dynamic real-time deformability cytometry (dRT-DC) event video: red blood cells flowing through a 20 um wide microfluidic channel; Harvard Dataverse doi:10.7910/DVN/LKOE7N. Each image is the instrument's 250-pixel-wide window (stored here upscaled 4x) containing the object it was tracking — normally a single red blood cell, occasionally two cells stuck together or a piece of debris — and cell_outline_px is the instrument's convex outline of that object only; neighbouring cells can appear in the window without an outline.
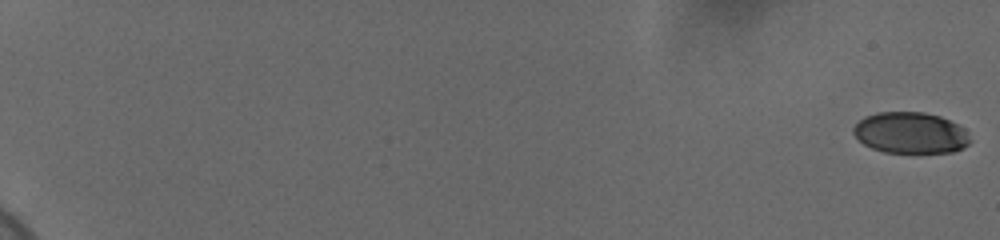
{"species": "human", "species_latin": "Homo sapiens", "temperature_condition": "cold", "stored_images_in_passage": 59, "camera_frame_rate_fps": 3000, "um_per_image_px": 0.085, "donor": {"sex": "female"}, "frame": {"image": 1, "passage_image": 1, "time_ms": 0.0, "image_size_px": [1000, 240], "cell_outline_px": [[972, 140], [964, 148], [952, 152], [884, 152], [872, 148], [864, 144], [852, 132], [852, 128], [864, 116], [876, 112], [924, 112], [940, 116], [964, 128]], "centroid_in_image_um": [77.39, 11.28], "position_along_channel_um": 7.6, "area_um2": 28.03}}
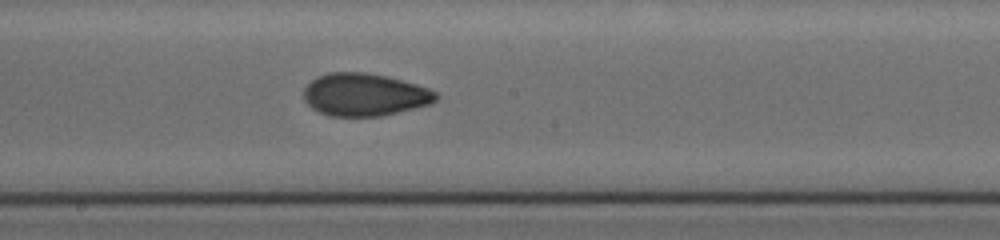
{"frame": {"image": 2, "passage_image": 37, "time_ms": 12.0, "image_size_px": [1000, 240], "cell_outline_px": [[440, 96], [432, 104], [380, 116], [328, 116], [312, 108], [304, 100], [304, 88], [316, 76], [328, 72], [368, 72], [388, 76], [416, 84], [428, 88], [436, 92]], "centroid_in_image_um": [31.0, 8.04], "position_along_channel_um": 217.2, "area_um2": 33.06}}
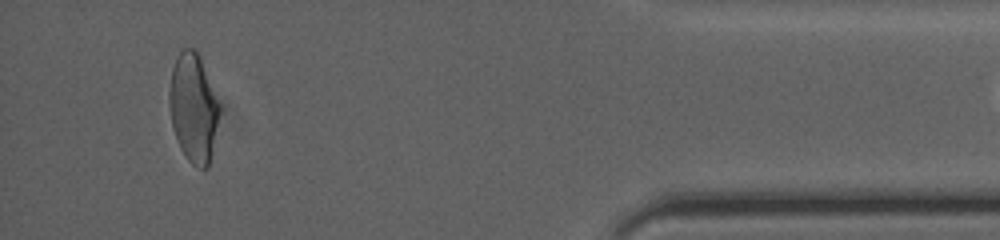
{"frame": {"image": 3, "passage_image": 57, "time_ms": 18.667, "image_size_px": [1000, 240], "cell_outline_px": [[220, 108], [212, 152], [208, 168], [200, 168], [192, 164], [188, 160], [180, 148], [176, 140], [172, 128], [168, 104], [168, 92], [172, 68], [180, 52], [184, 48], [196, 48], [200, 56], [220, 104]], "centroid_in_image_um": [16.42, 9.16], "position_along_channel_um": 418.8, "area_um2": 31.96}}